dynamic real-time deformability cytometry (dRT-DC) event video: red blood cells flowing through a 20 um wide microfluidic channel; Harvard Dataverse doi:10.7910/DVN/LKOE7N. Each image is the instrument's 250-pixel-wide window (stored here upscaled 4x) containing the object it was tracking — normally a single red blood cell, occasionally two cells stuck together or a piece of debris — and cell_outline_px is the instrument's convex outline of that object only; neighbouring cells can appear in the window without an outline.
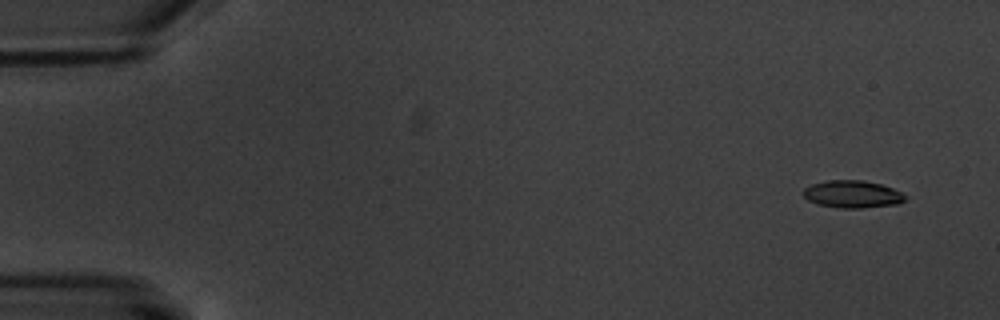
{"species": "common noctule bat (a hibernating species)", "species_latin": "Nyctalus noctula", "temperature_condition": "warm", "stored_images_in_passage": 7, "segment_of_instrument_passage": [1, 2], "camera_frame_rate_fps": 3000, "um_per_image_px": 0.085, "animal": {"sex": "male", "body_mass_g": 20.1, "forearm_length_mm": 53.5}, "frame": {"image": 1, "passage_image": 2, "time_ms": 1.0, "image_size_px": [1000, 320], "cell_outline_px": [[904, 200], [896, 204], [864, 208], [840, 208], [816, 204], [808, 200], [800, 192], [804, 188], [812, 184], [828, 180], [864, 180], [880, 184], [892, 188], [900, 192], [904, 196]], "centroid_in_image_um": [72.39, 16.5], "position_along_channel_um": 12.6, "area_um2": 16.24}}
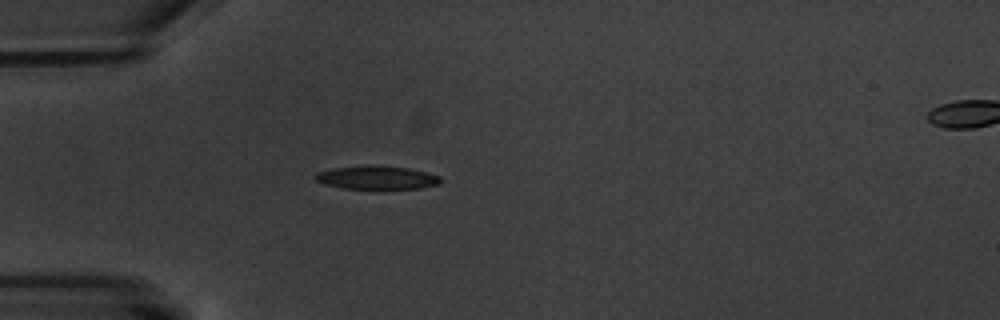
{"frame": {"image": 2, "passage_image": 6, "time_ms": 5.667, "image_size_px": [1000, 320], "cell_outline_px": [[444, 180], [440, 184], [420, 188], [380, 192], [344, 188], [324, 184], [316, 180], [312, 176], [316, 172], [332, 168], [408, 168], [440, 176]], "centroid_in_image_um": [32.07, 15.2], "position_along_channel_um": 52.9, "area_um2": 17.17}}